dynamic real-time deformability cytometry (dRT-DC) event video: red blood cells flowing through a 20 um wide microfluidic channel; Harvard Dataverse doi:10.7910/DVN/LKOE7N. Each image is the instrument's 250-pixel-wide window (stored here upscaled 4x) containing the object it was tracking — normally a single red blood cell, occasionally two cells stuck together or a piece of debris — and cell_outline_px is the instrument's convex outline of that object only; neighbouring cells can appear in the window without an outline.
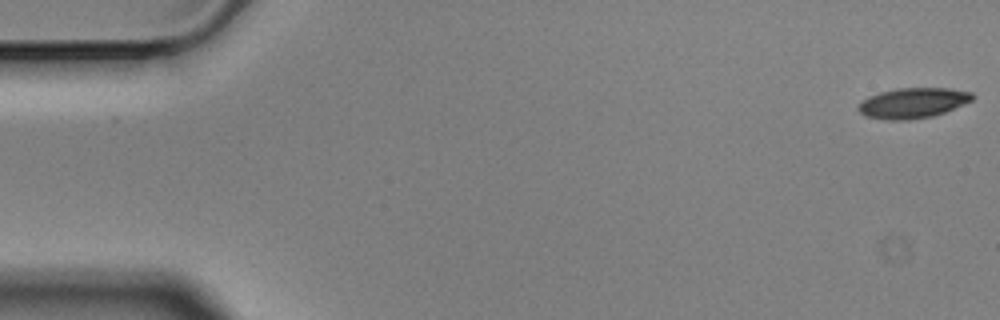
{"species": "Egyptian fruit bat (a non-hibernating species)", "species_latin": "Rousettus aegyptiacus", "temperature_condition": "cold", "stored_images_in_passage": 57, "camera_frame_rate_fps": 3000, "um_per_image_px": 0.085, "animal": {"sex": "male"}, "frame": {"image": 1, "passage_image": 1, "time_ms": 0.0, "image_size_px": [1000, 320], "cell_outline_px": [[976, 96], [972, 100], [964, 104], [944, 112], [932, 116], [908, 120], [884, 120], [864, 116], [856, 108], [868, 96], [880, 92], [896, 88], [952, 88], [972, 92]], "centroid_in_image_um": [77.6, 8.75], "position_along_channel_um": 7.4, "area_um2": 20.29}}
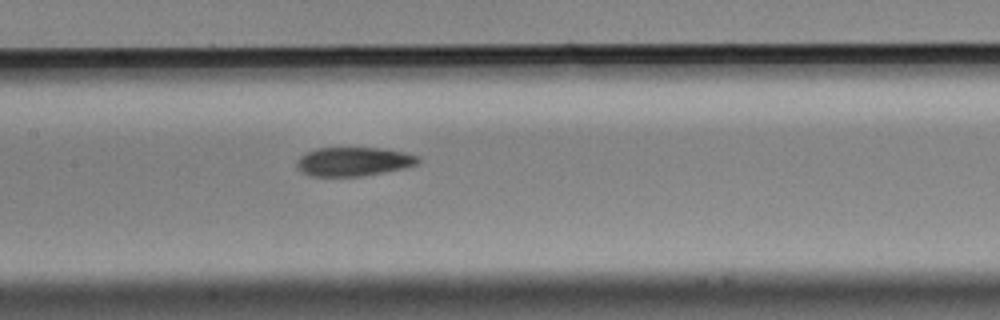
{"frame": {"image": 2, "passage_image": 27, "time_ms": 8.667, "image_size_px": [1000, 320], "cell_outline_px": [[420, 160], [416, 164], [404, 168], [360, 176], [308, 176], [296, 168], [296, 160], [300, 156], [316, 148], [380, 148], [404, 152], [420, 156]], "centroid_in_image_um": [30.02, 13.73], "position_along_channel_um": 177.4, "area_um2": 20.4}}
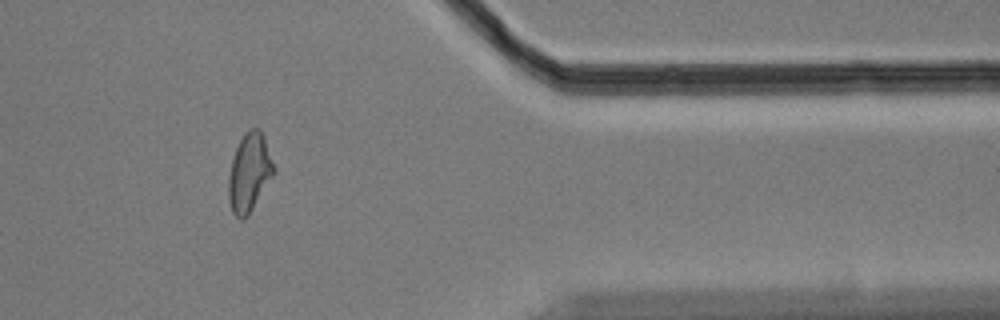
{"frame": {"image": 3, "passage_image": 47, "time_ms": 15.333, "image_size_px": [1000, 320], "cell_outline_px": [[276, 172], [248, 216], [244, 220], [240, 220], [232, 212], [228, 196], [228, 176], [232, 160], [236, 148], [240, 140], [252, 128], [260, 128], [264, 136], [276, 168]], "centroid_in_image_um": [21.21, 14.7], "position_along_channel_um": 390.2, "area_um2": 20.81}, "authors_computed_cell_mechanics": {"area_um2": 20.808, "velocity_mm_per_s": 3.5151, "shape_relaxation_time_tau1_ms": 10.2412, "shape_relaxation_time_tau2_ms": 3.4649, "deformation_change_tau1": 0.2474, "deformation_change_tau2": 0.105}}